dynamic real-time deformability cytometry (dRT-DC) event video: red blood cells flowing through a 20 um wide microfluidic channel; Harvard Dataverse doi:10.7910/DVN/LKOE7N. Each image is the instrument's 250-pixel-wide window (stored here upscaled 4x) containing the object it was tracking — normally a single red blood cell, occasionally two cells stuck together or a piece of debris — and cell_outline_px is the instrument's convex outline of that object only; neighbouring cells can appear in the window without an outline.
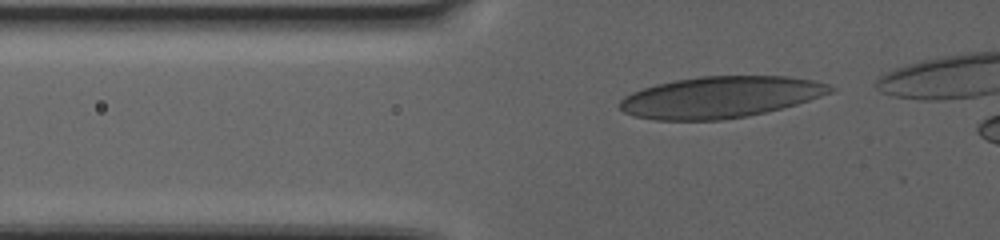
{"species": "human", "species_latin": "Homo sapiens", "temperature_condition": "warm", "stored_images_in_passage": 51, "camera_frame_rate_fps": 3000, "um_per_image_px": 0.085, "donor": {"sex": "female"}, "frame": {"image": 1, "passage_image": 2, "time_ms": 0.333, "image_size_px": [1000, 240], "cell_outline_px": [[836, 88], [832, 92], [796, 104], [748, 116], [720, 120], [656, 120], [636, 116], [624, 112], [620, 108], [620, 100], [624, 96], [632, 92], [656, 84], [676, 80], [700, 76], [788, 76], [816, 80], [828, 84]], "centroid_in_image_um": [61.24, 8.25], "position_along_channel_um": 64.6, "area_um2": 50.63}}
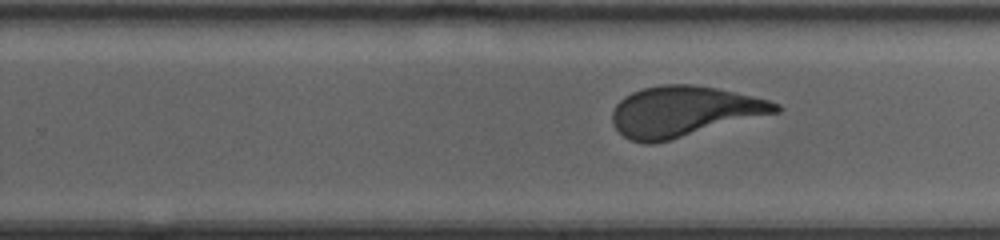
{"frame": {"image": 2, "passage_image": 30, "time_ms": 9.667, "image_size_px": [1000, 240], "cell_outline_px": [[784, 108], [780, 112], [652, 144], [644, 144], [628, 140], [612, 124], [612, 112], [616, 104], [624, 96], [632, 92], [644, 88], [660, 84], [692, 84], [716, 88], [768, 100], [780, 104]], "centroid_in_image_um": [58.11, 9.47], "position_along_channel_um": 271.7, "area_um2": 47.92}}
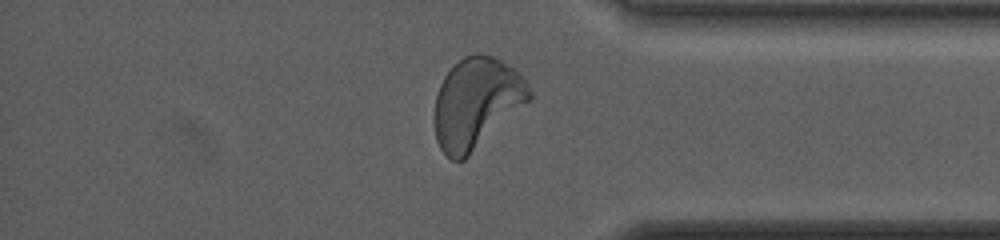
{"frame": {"image": 3, "passage_image": 46, "time_ms": 15.0, "image_size_px": [1000, 240], "cell_outline_px": [[532, 100], [464, 160], [452, 160], [440, 148], [436, 140], [432, 120], [432, 116], [436, 96], [440, 84], [444, 76], [464, 56], [476, 52], [480, 52], [492, 56], [500, 60], [520, 72], [524, 76], [532, 92]], "centroid_in_image_um": [40.5, 8.76], "position_along_channel_um": 394.7, "area_um2": 50.75}}